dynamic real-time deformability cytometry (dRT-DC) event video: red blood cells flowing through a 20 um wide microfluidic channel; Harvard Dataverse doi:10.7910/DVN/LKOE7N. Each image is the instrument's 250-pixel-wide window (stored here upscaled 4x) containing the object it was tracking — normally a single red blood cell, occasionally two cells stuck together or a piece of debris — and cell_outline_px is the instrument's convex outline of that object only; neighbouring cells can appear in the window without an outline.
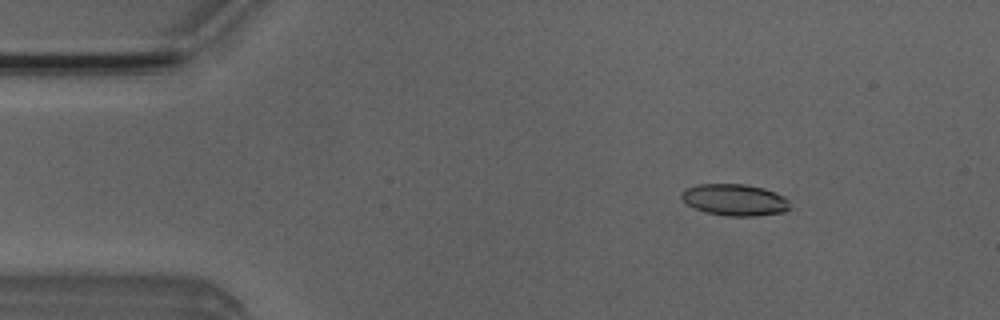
{"species": "Egyptian fruit bat (a non-hibernating species)", "species_latin": "Rousettus aegyptiacus", "temperature_condition": "room temperature", "stored_images_in_passage": 5, "camera_frame_rate_fps": 3000, "um_per_image_px": 0.085, "animal": {"sex": "male"}, "frame": {"image": 1, "passage_image": 2, "time_ms": 0.333, "image_size_px": [1000, 320], "cell_outline_px": [[792, 208], [784, 212], [756, 216], [728, 216], [704, 212], [688, 204], [680, 196], [680, 192], [684, 188], [696, 184], [744, 184], [764, 188], [784, 196], [788, 200]], "centroid_in_image_um": [62.46, 16.98], "position_along_channel_um": 22.5, "area_um2": 20.17}}
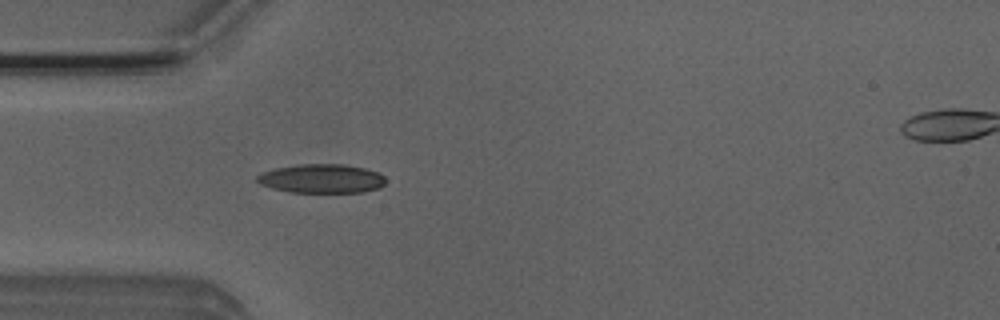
{"frame": {"image": 2, "passage_image": 4, "time_ms": 1.0, "image_size_px": [1000, 320], "cell_outline_px": [[384, 184], [380, 188], [364, 192], [288, 192], [272, 188], [260, 184], [256, 180], [256, 176], [264, 172], [276, 168], [300, 164], [344, 164], [364, 168], [380, 172], [384, 176]], "centroid_in_image_um": [27.36, 15.18], "position_along_channel_um": 57.6, "area_um2": 21.73}}